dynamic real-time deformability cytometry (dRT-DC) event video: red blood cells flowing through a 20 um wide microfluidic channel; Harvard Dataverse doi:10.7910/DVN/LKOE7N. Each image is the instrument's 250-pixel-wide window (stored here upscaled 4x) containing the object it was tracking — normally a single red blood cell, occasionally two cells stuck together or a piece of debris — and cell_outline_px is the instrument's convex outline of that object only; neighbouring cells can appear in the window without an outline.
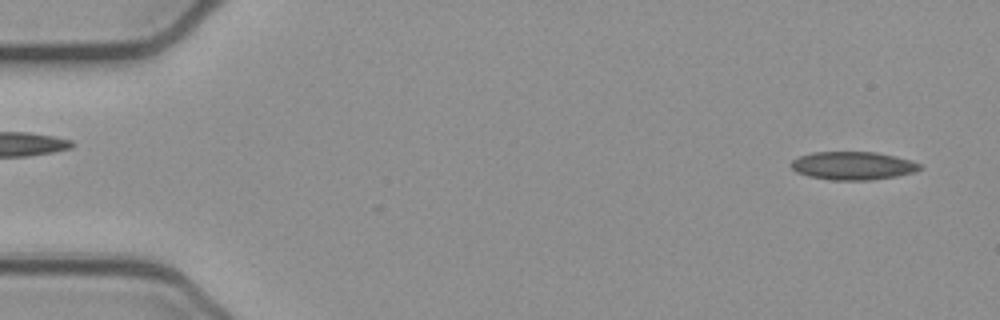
{"species": "common noctule bat (a hibernating species)", "species_latin": "Nyctalus noctula", "temperature_condition": "cold", "stored_images_in_passage": 52, "segment_of_instrument_passage": [1, 2], "camera_frame_rate_fps": 3000, "um_per_image_px": 0.085, "animal": {"sex": "female", "body_mass_g": 21.9}, "frame": {"image": 1, "passage_image": 2, "time_ms": 0.333, "image_size_px": [1000, 320], "cell_outline_px": [[924, 168], [916, 172], [896, 176], [872, 180], [832, 180], [808, 176], [796, 172], [788, 164], [792, 160], [800, 156], [812, 152], [876, 152], [896, 156], [920, 164]], "centroid_in_image_um": [72.49, 14.09], "position_along_channel_um": 12.5, "area_um2": 21.27}}
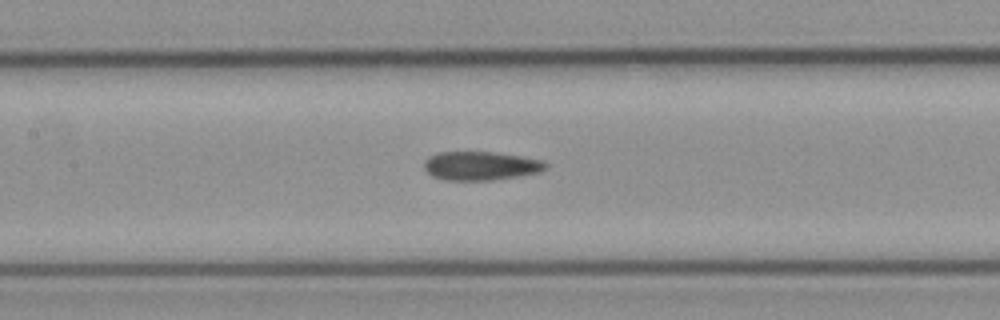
{"frame": {"image": 2, "passage_image": 23, "time_ms": 7.333, "image_size_px": [1000, 320], "cell_outline_px": [[548, 168], [540, 172], [492, 180], [444, 180], [432, 176], [424, 168], [424, 160], [428, 156], [436, 152], [492, 152], [520, 156], [544, 160], [548, 164]], "centroid_in_image_um": [40.85, 14.09], "position_along_channel_um": 166.5, "area_um2": 20.46}}
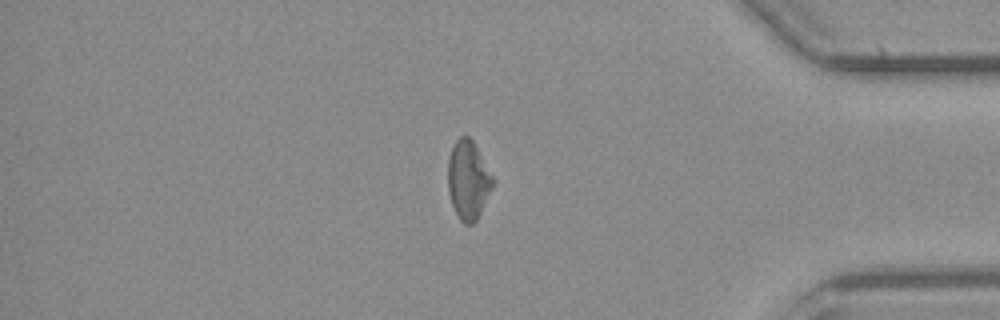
{"frame": {"image": 3, "passage_image": 43, "time_ms": 14.0, "image_size_px": [1000, 320], "cell_outline_px": [[496, 180], [476, 220], [472, 224], [464, 224], [460, 220], [452, 204], [448, 192], [448, 160], [452, 144], [460, 136], [468, 136], [472, 140]], "centroid_in_image_um": [39.79, 15.28], "position_along_channel_um": 395.4, "area_um2": 20.58}}